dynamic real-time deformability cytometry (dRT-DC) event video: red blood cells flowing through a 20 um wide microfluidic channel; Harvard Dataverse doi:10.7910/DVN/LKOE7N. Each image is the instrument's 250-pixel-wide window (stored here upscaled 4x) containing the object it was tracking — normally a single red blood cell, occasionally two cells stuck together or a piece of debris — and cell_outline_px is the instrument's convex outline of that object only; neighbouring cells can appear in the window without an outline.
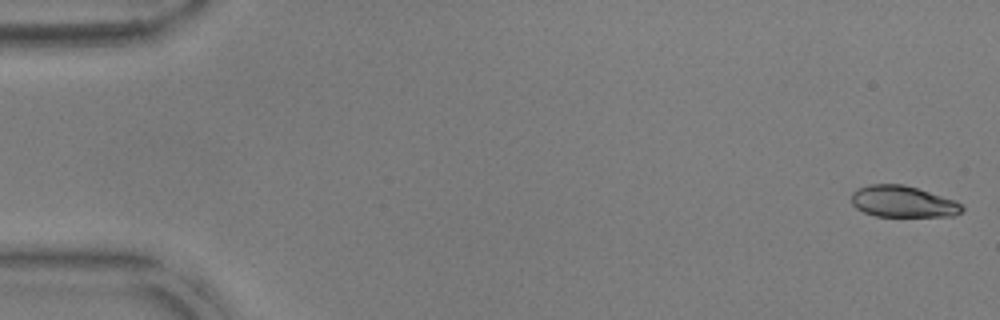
{"species": "common noctule bat (a hibernating species)", "species_latin": "Nyctalus noctula", "temperature_condition": "warm", "stored_images_in_passage": 53, "camera_frame_rate_fps": 3000, "um_per_image_px": 0.085, "animal": {"sex": "male", "body_mass_g": 17.9, "forearm_length_mm": 54.2}, "frame": {"image": 1, "passage_image": 1, "time_ms": 0.0, "image_size_px": [1000, 320], "cell_outline_px": [[964, 208], [960, 212], [952, 216], [876, 216], [864, 212], [856, 208], [852, 204], [852, 192], [860, 188], [872, 184], [904, 184], [956, 200]], "centroid_in_image_um": [76.75, 17.13], "position_along_channel_um": 8.3, "area_um2": 20.11}}
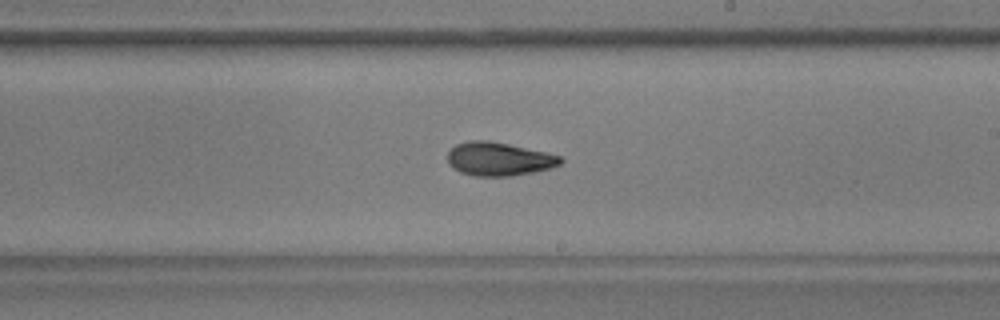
{"frame": {"image": 2, "passage_image": 31, "time_ms": 10.0, "image_size_px": [1000, 320], "cell_outline_px": [[564, 160], [560, 164], [552, 168], [512, 176], [476, 176], [460, 172], [452, 168], [448, 164], [448, 152], [456, 144], [468, 140], [488, 140], [508, 144], [544, 152], [560, 156]], "centroid_in_image_um": [42.38, 13.52], "position_along_channel_um": 246.6, "area_um2": 22.02}}
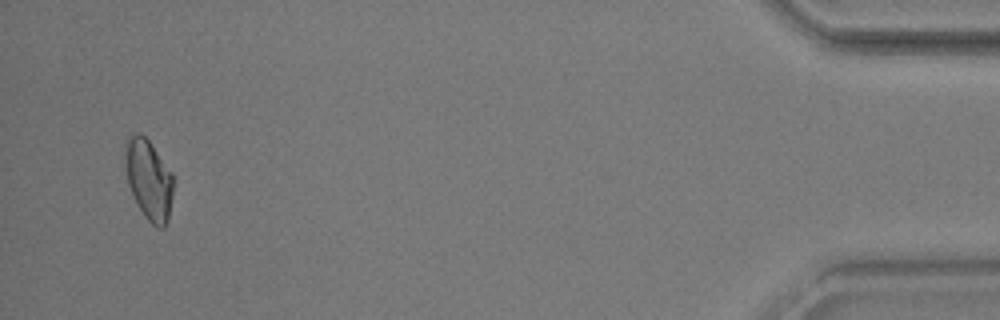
{"frame": {"image": 3, "passage_image": 51, "time_ms": 16.667, "image_size_px": [1000, 320], "cell_outline_px": [[172, 196], [168, 220], [164, 228], [156, 228], [144, 216], [128, 184], [124, 156], [124, 140], [128, 136], [136, 132], [140, 132], [152, 144], [172, 172]], "centroid_in_image_um": [12.63, 15.22], "position_along_channel_um": 422.6, "area_um2": 22.6}, "authors_computed_cell_mechanics": {"area_um2": 22.0218, "velocity_mm_per_s": 3.805, "shape_relaxation_time_tau1_ms": 4.0894, "shape_relaxation_time_tau2_ms": 2.6197, "deformation_change_tau1": 0.1427, "deformation_change_tau2": 0.0684}}